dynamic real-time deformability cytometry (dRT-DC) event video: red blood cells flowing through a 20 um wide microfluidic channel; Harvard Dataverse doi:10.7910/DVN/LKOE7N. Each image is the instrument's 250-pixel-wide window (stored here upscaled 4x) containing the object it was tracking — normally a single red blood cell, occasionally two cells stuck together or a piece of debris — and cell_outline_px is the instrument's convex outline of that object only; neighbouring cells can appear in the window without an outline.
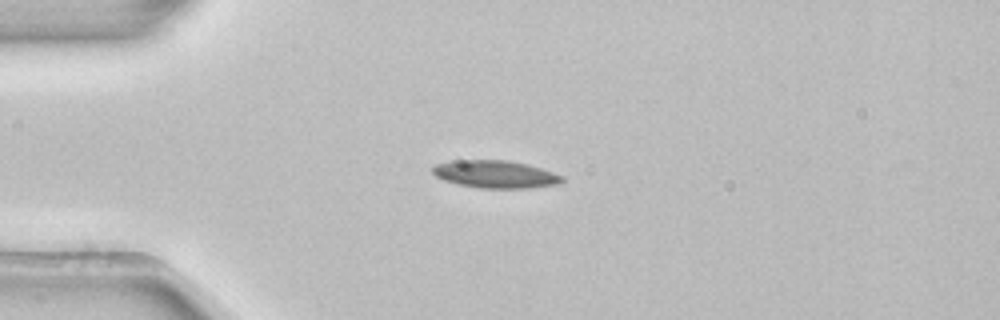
{"species": "common noctule bat (a hibernating species)", "species_latin": "Nyctalus noctula", "temperature_condition": "room temperature", "stored_images_in_passage": 3, "camera_frame_rate_fps": 3000, "um_per_image_px": 0.085, "animal": {"sex": "female", "body_mass_g": 22.7, "forearm_length_mm": 54.2}, "frame": {"image": 1, "passage_image": 2, "time_ms": 0.333, "image_size_px": [1000, 320], "cell_outline_px": [[564, 180], [556, 184], [528, 188], [480, 188], [456, 184], [444, 180], [436, 176], [432, 172], [432, 168], [436, 164], [452, 160], [508, 160], [528, 164], [564, 176]], "centroid_in_image_um": [42.08, 14.8], "position_along_channel_um": 42.9, "area_um2": 20.81}}